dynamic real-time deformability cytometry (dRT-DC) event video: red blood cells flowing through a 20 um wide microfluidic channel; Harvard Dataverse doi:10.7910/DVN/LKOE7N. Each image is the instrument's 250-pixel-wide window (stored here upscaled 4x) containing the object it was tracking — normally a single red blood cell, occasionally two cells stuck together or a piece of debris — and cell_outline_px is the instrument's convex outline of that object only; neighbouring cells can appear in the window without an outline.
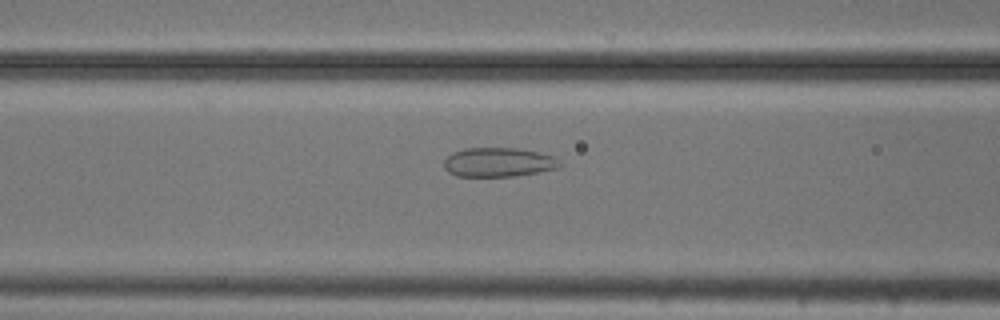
{"species": "common noctule bat (a hibernating species)", "species_latin": "Nyctalus noctula", "temperature_condition": "cold", "stored_images_in_passage": 39, "camera_frame_rate_fps": 3000, "um_per_image_px": 0.085, "animal": {"sex": "male", "body_mass_g": 20.5, "forearm_length_mm": 52.5}, "frame": {"image": 1, "passage_image": 16, "time_ms": 5.0, "image_size_px": [1000, 320], "cell_outline_px": [[560, 168], [516, 176], [456, 176], [448, 172], [444, 168], [444, 160], [452, 152], [464, 148], [516, 148], [556, 156], [560, 164]], "centroid_in_image_um": [42.36, 13.79], "position_along_channel_um": 124.2, "area_um2": 19.77}}
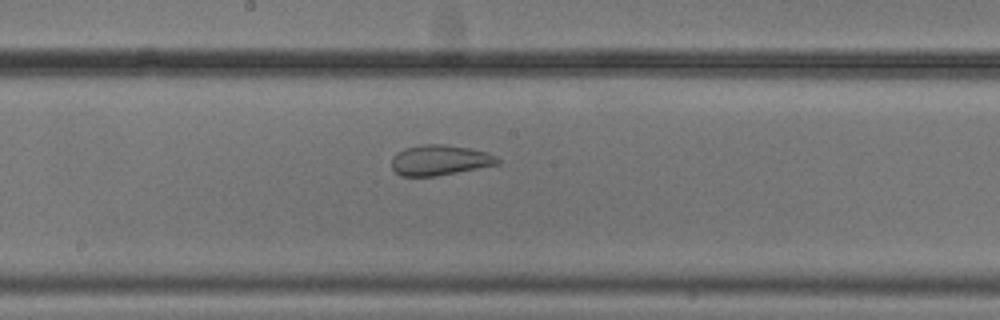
{"frame": {"image": 2, "passage_image": 23, "time_ms": 7.333, "image_size_px": [1000, 320], "cell_outline_px": [[500, 164], [436, 176], [400, 176], [392, 168], [392, 156], [396, 152], [404, 148], [420, 144], [444, 144], [472, 148], [488, 152], [496, 156], [500, 160]], "centroid_in_image_um": [37.38, 13.6], "position_along_channel_um": 210.8, "area_um2": 19.02}}
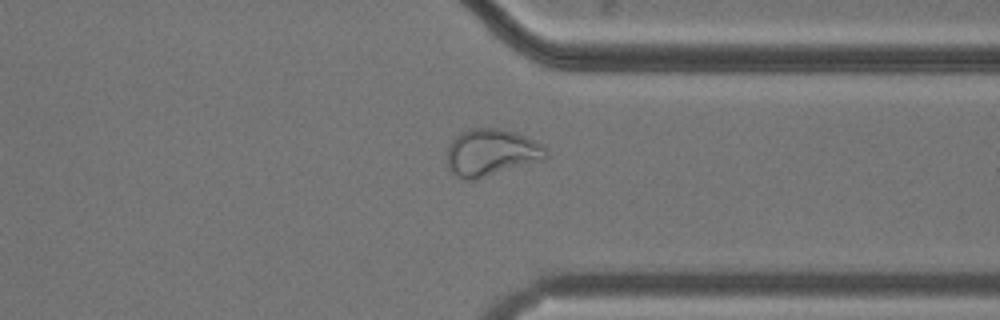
{"frame": {"image": 3, "passage_image": 36, "time_ms": 11.667, "image_size_px": [1000, 320], "cell_outline_px": [[548, 156], [544, 160], [476, 180], [464, 180], [452, 172], [448, 168], [448, 144], [460, 132], [472, 128], [500, 128], [516, 132], [540, 144], [548, 152]], "centroid_in_image_um": [41.75, 12.97], "position_along_channel_um": 369.6, "area_um2": 27.22}}